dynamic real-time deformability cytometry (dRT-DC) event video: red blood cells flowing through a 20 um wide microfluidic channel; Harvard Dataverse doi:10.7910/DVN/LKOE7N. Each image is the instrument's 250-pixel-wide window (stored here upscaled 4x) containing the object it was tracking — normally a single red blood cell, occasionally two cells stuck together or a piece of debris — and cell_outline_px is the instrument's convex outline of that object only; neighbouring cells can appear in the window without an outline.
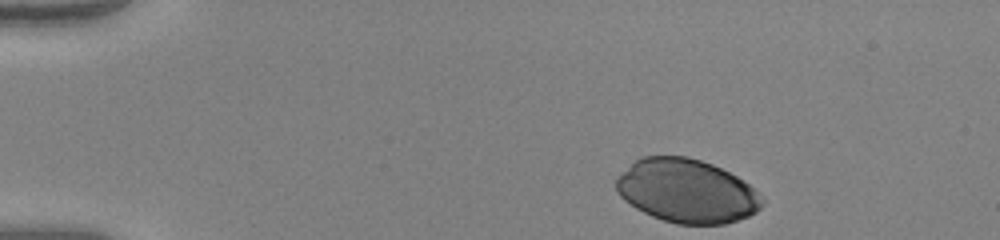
{"species": "human", "species_latin": "Homo sapiens", "temperature_condition": "warm", "stored_images_in_passage": 36, "camera_frame_rate_fps": 3000, "um_per_image_px": 0.085, "donor": {"sex": "female"}, "frame": {"image": 1, "passage_image": 1, "time_ms": 0.0, "image_size_px": [1000, 240], "cell_outline_px": [[764, 204], [756, 212], [748, 216], [724, 224], [676, 224], [652, 216], [636, 208], [624, 200], [616, 192], [616, 176], [640, 156], [688, 156], [712, 164], [736, 176], [748, 184], [764, 196]], "centroid_in_image_um": [58.36, 16.23], "position_along_channel_um": 26.6, "area_um2": 54.22}}